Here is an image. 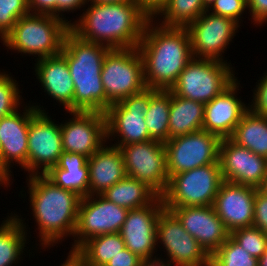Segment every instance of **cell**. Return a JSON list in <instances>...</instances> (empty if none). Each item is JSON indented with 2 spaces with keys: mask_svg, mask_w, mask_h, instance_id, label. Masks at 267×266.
Returning a JSON list of instances; mask_svg holds the SVG:
<instances>
[{
  "mask_svg": "<svg viewBox=\"0 0 267 266\" xmlns=\"http://www.w3.org/2000/svg\"><path fill=\"white\" fill-rule=\"evenodd\" d=\"M149 19L137 48L142 56L147 88L170 90L193 59L186 27H167Z\"/></svg>",
  "mask_w": 267,
  "mask_h": 266,
  "instance_id": "cell-1",
  "label": "cell"
},
{
  "mask_svg": "<svg viewBox=\"0 0 267 266\" xmlns=\"http://www.w3.org/2000/svg\"><path fill=\"white\" fill-rule=\"evenodd\" d=\"M89 4L79 19L69 25L73 34L84 41L103 44L110 49L138 46L150 19L138 2Z\"/></svg>",
  "mask_w": 267,
  "mask_h": 266,
  "instance_id": "cell-2",
  "label": "cell"
},
{
  "mask_svg": "<svg viewBox=\"0 0 267 266\" xmlns=\"http://www.w3.org/2000/svg\"><path fill=\"white\" fill-rule=\"evenodd\" d=\"M26 182L32 216L39 230V246L50 249L66 237H73L81 197L55 185L44 174L30 175Z\"/></svg>",
  "mask_w": 267,
  "mask_h": 266,
  "instance_id": "cell-3",
  "label": "cell"
},
{
  "mask_svg": "<svg viewBox=\"0 0 267 266\" xmlns=\"http://www.w3.org/2000/svg\"><path fill=\"white\" fill-rule=\"evenodd\" d=\"M109 47L84 41L70 30L65 34L61 55L66 59L74 83L73 111H106L101 70Z\"/></svg>",
  "mask_w": 267,
  "mask_h": 266,
  "instance_id": "cell-4",
  "label": "cell"
},
{
  "mask_svg": "<svg viewBox=\"0 0 267 266\" xmlns=\"http://www.w3.org/2000/svg\"><path fill=\"white\" fill-rule=\"evenodd\" d=\"M69 30V24L60 17L29 13L19 18L1 42L9 50L39 60L60 54Z\"/></svg>",
  "mask_w": 267,
  "mask_h": 266,
  "instance_id": "cell-5",
  "label": "cell"
},
{
  "mask_svg": "<svg viewBox=\"0 0 267 266\" xmlns=\"http://www.w3.org/2000/svg\"><path fill=\"white\" fill-rule=\"evenodd\" d=\"M223 181L220 163L175 174L161 195L164 207L212 206Z\"/></svg>",
  "mask_w": 267,
  "mask_h": 266,
  "instance_id": "cell-6",
  "label": "cell"
},
{
  "mask_svg": "<svg viewBox=\"0 0 267 266\" xmlns=\"http://www.w3.org/2000/svg\"><path fill=\"white\" fill-rule=\"evenodd\" d=\"M231 66V62L193 58L169 91L205 105L237 78Z\"/></svg>",
  "mask_w": 267,
  "mask_h": 266,
  "instance_id": "cell-7",
  "label": "cell"
},
{
  "mask_svg": "<svg viewBox=\"0 0 267 266\" xmlns=\"http://www.w3.org/2000/svg\"><path fill=\"white\" fill-rule=\"evenodd\" d=\"M101 80L106 95V110L111 104L147 88L138 48L110 49L103 61Z\"/></svg>",
  "mask_w": 267,
  "mask_h": 266,
  "instance_id": "cell-8",
  "label": "cell"
},
{
  "mask_svg": "<svg viewBox=\"0 0 267 266\" xmlns=\"http://www.w3.org/2000/svg\"><path fill=\"white\" fill-rule=\"evenodd\" d=\"M149 103L150 88H145L140 93L111 104L105 111L106 142L109 143V139L113 141L118 136L115 144L111 145L120 148L123 145L152 140L145 122Z\"/></svg>",
  "mask_w": 267,
  "mask_h": 266,
  "instance_id": "cell-9",
  "label": "cell"
},
{
  "mask_svg": "<svg viewBox=\"0 0 267 266\" xmlns=\"http://www.w3.org/2000/svg\"><path fill=\"white\" fill-rule=\"evenodd\" d=\"M128 209L108 201L102 195L81 198L71 252H76L90 238L120 232Z\"/></svg>",
  "mask_w": 267,
  "mask_h": 266,
  "instance_id": "cell-10",
  "label": "cell"
},
{
  "mask_svg": "<svg viewBox=\"0 0 267 266\" xmlns=\"http://www.w3.org/2000/svg\"><path fill=\"white\" fill-rule=\"evenodd\" d=\"M221 138L205 130L180 135L164 143L169 178L207 164L219 163Z\"/></svg>",
  "mask_w": 267,
  "mask_h": 266,
  "instance_id": "cell-11",
  "label": "cell"
},
{
  "mask_svg": "<svg viewBox=\"0 0 267 266\" xmlns=\"http://www.w3.org/2000/svg\"><path fill=\"white\" fill-rule=\"evenodd\" d=\"M120 150L127 176L148 184L161 196L169 182L164 143L148 140L123 145Z\"/></svg>",
  "mask_w": 267,
  "mask_h": 266,
  "instance_id": "cell-12",
  "label": "cell"
},
{
  "mask_svg": "<svg viewBox=\"0 0 267 266\" xmlns=\"http://www.w3.org/2000/svg\"><path fill=\"white\" fill-rule=\"evenodd\" d=\"M47 114L46 111H38L29 124L28 161L23 167L28 176L45 174L57 165L63 152L60 124Z\"/></svg>",
  "mask_w": 267,
  "mask_h": 266,
  "instance_id": "cell-13",
  "label": "cell"
},
{
  "mask_svg": "<svg viewBox=\"0 0 267 266\" xmlns=\"http://www.w3.org/2000/svg\"><path fill=\"white\" fill-rule=\"evenodd\" d=\"M156 239L171 265L210 266V256L170 210L164 209L159 215Z\"/></svg>",
  "mask_w": 267,
  "mask_h": 266,
  "instance_id": "cell-14",
  "label": "cell"
},
{
  "mask_svg": "<svg viewBox=\"0 0 267 266\" xmlns=\"http://www.w3.org/2000/svg\"><path fill=\"white\" fill-rule=\"evenodd\" d=\"M240 26L230 18L205 11L187 27L193 58L227 63L222 55Z\"/></svg>",
  "mask_w": 267,
  "mask_h": 266,
  "instance_id": "cell-15",
  "label": "cell"
},
{
  "mask_svg": "<svg viewBox=\"0 0 267 266\" xmlns=\"http://www.w3.org/2000/svg\"><path fill=\"white\" fill-rule=\"evenodd\" d=\"M25 105L23 114L18 110L0 119V167L11 177V167H23L28 161V130L31 118L44 107ZM12 163V164H11ZM15 163V164H14Z\"/></svg>",
  "mask_w": 267,
  "mask_h": 266,
  "instance_id": "cell-16",
  "label": "cell"
},
{
  "mask_svg": "<svg viewBox=\"0 0 267 266\" xmlns=\"http://www.w3.org/2000/svg\"><path fill=\"white\" fill-rule=\"evenodd\" d=\"M66 113L73 117L60 123L63 151L91 157L106 143L105 113Z\"/></svg>",
  "mask_w": 267,
  "mask_h": 266,
  "instance_id": "cell-17",
  "label": "cell"
},
{
  "mask_svg": "<svg viewBox=\"0 0 267 266\" xmlns=\"http://www.w3.org/2000/svg\"><path fill=\"white\" fill-rule=\"evenodd\" d=\"M219 163L224 181L259 188L267 176V158L223 138L219 147Z\"/></svg>",
  "mask_w": 267,
  "mask_h": 266,
  "instance_id": "cell-18",
  "label": "cell"
},
{
  "mask_svg": "<svg viewBox=\"0 0 267 266\" xmlns=\"http://www.w3.org/2000/svg\"><path fill=\"white\" fill-rule=\"evenodd\" d=\"M164 209L160 196L153 204L129 210L126 215L119 233L125 247L141 259L151 258L157 252V221Z\"/></svg>",
  "mask_w": 267,
  "mask_h": 266,
  "instance_id": "cell-19",
  "label": "cell"
},
{
  "mask_svg": "<svg viewBox=\"0 0 267 266\" xmlns=\"http://www.w3.org/2000/svg\"><path fill=\"white\" fill-rule=\"evenodd\" d=\"M165 209L170 210L178 218L183 228L198 241L209 256L230 237V232L213 206Z\"/></svg>",
  "mask_w": 267,
  "mask_h": 266,
  "instance_id": "cell-20",
  "label": "cell"
},
{
  "mask_svg": "<svg viewBox=\"0 0 267 266\" xmlns=\"http://www.w3.org/2000/svg\"><path fill=\"white\" fill-rule=\"evenodd\" d=\"M257 188L223 181L213 202L218 217L231 233L253 226L254 200Z\"/></svg>",
  "mask_w": 267,
  "mask_h": 266,
  "instance_id": "cell-21",
  "label": "cell"
},
{
  "mask_svg": "<svg viewBox=\"0 0 267 266\" xmlns=\"http://www.w3.org/2000/svg\"><path fill=\"white\" fill-rule=\"evenodd\" d=\"M239 82L236 78L224 91L205 104L203 130L216 134L221 139L233 135L236 125L248 110V105L242 102V97L236 96Z\"/></svg>",
  "mask_w": 267,
  "mask_h": 266,
  "instance_id": "cell-22",
  "label": "cell"
},
{
  "mask_svg": "<svg viewBox=\"0 0 267 266\" xmlns=\"http://www.w3.org/2000/svg\"><path fill=\"white\" fill-rule=\"evenodd\" d=\"M35 75L46 95L73 112L74 83L66 59L55 55L39 59L35 63Z\"/></svg>",
  "mask_w": 267,
  "mask_h": 266,
  "instance_id": "cell-23",
  "label": "cell"
},
{
  "mask_svg": "<svg viewBox=\"0 0 267 266\" xmlns=\"http://www.w3.org/2000/svg\"><path fill=\"white\" fill-rule=\"evenodd\" d=\"M106 144L87 160L89 195H102L108 188L127 176L120 148Z\"/></svg>",
  "mask_w": 267,
  "mask_h": 266,
  "instance_id": "cell-24",
  "label": "cell"
},
{
  "mask_svg": "<svg viewBox=\"0 0 267 266\" xmlns=\"http://www.w3.org/2000/svg\"><path fill=\"white\" fill-rule=\"evenodd\" d=\"M88 157L63 151L56 166L44 175L55 185L78 194L81 198L89 196Z\"/></svg>",
  "mask_w": 267,
  "mask_h": 266,
  "instance_id": "cell-25",
  "label": "cell"
},
{
  "mask_svg": "<svg viewBox=\"0 0 267 266\" xmlns=\"http://www.w3.org/2000/svg\"><path fill=\"white\" fill-rule=\"evenodd\" d=\"M204 106L170 92L169 139L203 130Z\"/></svg>",
  "mask_w": 267,
  "mask_h": 266,
  "instance_id": "cell-26",
  "label": "cell"
},
{
  "mask_svg": "<svg viewBox=\"0 0 267 266\" xmlns=\"http://www.w3.org/2000/svg\"><path fill=\"white\" fill-rule=\"evenodd\" d=\"M102 196L128 210L151 205L160 197L148 184L129 176L108 188Z\"/></svg>",
  "mask_w": 267,
  "mask_h": 266,
  "instance_id": "cell-27",
  "label": "cell"
},
{
  "mask_svg": "<svg viewBox=\"0 0 267 266\" xmlns=\"http://www.w3.org/2000/svg\"><path fill=\"white\" fill-rule=\"evenodd\" d=\"M0 224V266H15L25 253L29 238L25 218L11 212ZM27 231V232H26ZM24 250V251H23ZM14 264V265H13Z\"/></svg>",
  "mask_w": 267,
  "mask_h": 266,
  "instance_id": "cell-28",
  "label": "cell"
},
{
  "mask_svg": "<svg viewBox=\"0 0 267 266\" xmlns=\"http://www.w3.org/2000/svg\"><path fill=\"white\" fill-rule=\"evenodd\" d=\"M230 139L237 145L267 158V117L247 110Z\"/></svg>",
  "mask_w": 267,
  "mask_h": 266,
  "instance_id": "cell-29",
  "label": "cell"
},
{
  "mask_svg": "<svg viewBox=\"0 0 267 266\" xmlns=\"http://www.w3.org/2000/svg\"><path fill=\"white\" fill-rule=\"evenodd\" d=\"M170 91L150 88L149 108L145 122L149 137L165 143L169 140Z\"/></svg>",
  "mask_w": 267,
  "mask_h": 266,
  "instance_id": "cell-30",
  "label": "cell"
},
{
  "mask_svg": "<svg viewBox=\"0 0 267 266\" xmlns=\"http://www.w3.org/2000/svg\"><path fill=\"white\" fill-rule=\"evenodd\" d=\"M125 247L120 233H109L90 238L76 253L84 260L86 266H105Z\"/></svg>",
  "mask_w": 267,
  "mask_h": 266,
  "instance_id": "cell-31",
  "label": "cell"
},
{
  "mask_svg": "<svg viewBox=\"0 0 267 266\" xmlns=\"http://www.w3.org/2000/svg\"><path fill=\"white\" fill-rule=\"evenodd\" d=\"M205 11L202 0H169L153 19L163 26L187 28Z\"/></svg>",
  "mask_w": 267,
  "mask_h": 266,
  "instance_id": "cell-32",
  "label": "cell"
},
{
  "mask_svg": "<svg viewBox=\"0 0 267 266\" xmlns=\"http://www.w3.org/2000/svg\"><path fill=\"white\" fill-rule=\"evenodd\" d=\"M210 266H258V258L250 255L229 237L210 256Z\"/></svg>",
  "mask_w": 267,
  "mask_h": 266,
  "instance_id": "cell-33",
  "label": "cell"
},
{
  "mask_svg": "<svg viewBox=\"0 0 267 266\" xmlns=\"http://www.w3.org/2000/svg\"><path fill=\"white\" fill-rule=\"evenodd\" d=\"M230 237L258 259L267 249V234L254 226L234 230Z\"/></svg>",
  "mask_w": 267,
  "mask_h": 266,
  "instance_id": "cell-34",
  "label": "cell"
},
{
  "mask_svg": "<svg viewBox=\"0 0 267 266\" xmlns=\"http://www.w3.org/2000/svg\"><path fill=\"white\" fill-rule=\"evenodd\" d=\"M13 78L12 75L0 70V119L21 108L22 91L19 89L17 80Z\"/></svg>",
  "mask_w": 267,
  "mask_h": 266,
  "instance_id": "cell-35",
  "label": "cell"
},
{
  "mask_svg": "<svg viewBox=\"0 0 267 266\" xmlns=\"http://www.w3.org/2000/svg\"><path fill=\"white\" fill-rule=\"evenodd\" d=\"M29 14L28 0H0V39L12 30L22 16Z\"/></svg>",
  "mask_w": 267,
  "mask_h": 266,
  "instance_id": "cell-36",
  "label": "cell"
},
{
  "mask_svg": "<svg viewBox=\"0 0 267 266\" xmlns=\"http://www.w3.org/2000/svg\"><path fill=\"white\" fill-rule=\"evenodd\" d=\"M212 9V10H211ZM248 9L247 0H216L207 10L210 13L230 18L239 25L243 21L241 17Z\"/></svg>",
  "mask_w": 267,
  "mask_h": 266,
  "instance_id": "cell-37",
  "label": "cell"
},
{
  "mask_svg": "<svg viewBox=\"0 0 267 266\" xmlns=\"http://www.w3.org/2000/svg\"><path fill=\"white\" fill-rule=\"evenodd\" d=\"M258 80L253 91V99L248 104V110L256 115L267 117V71Z\"/></svg>",
  "mask_w": 267,
  "mask_h": 266,
  "instance_id": "cell-38",
  "label": "cell"
},
{
  "mask_svg": "<svg viewBox=\"0 0 267 266\" xmlns=\"http://www.w3.org/2000/svg\"><path fill=\"white\" fill-rule=\"evenodd\" d=\"M253 226L267 234V197L259 190L254 200Z\"/></svg>",
  "mask_w": 267,
  "mask_h": 266,
  "instance_id": "cell-39",
  "label": "cell"
},
{
  "mask_svg": "<svg viewBox=\"0 0 267 266\" xmlns=\"http://www.w3.org/2000/svg\"><path fill=\"white\" fill-rule=\"evenodd\" d=\"M248 2V13L253 24L262 26L267 22V0H247Z\"/></svg>",
  "mask_w": 267,
  "mask_h": 266,
  "instance_id": "cell-40",
  "label": "cell"
},
{
  "mask_svg": "<svg viewBox=\"0 0 267 266\" xmlns=\"http://www.w3.org/2000/svg\"><path fill=\"white\" fill-rule=\"evenodd\" d=\"M29 13L57 16V0H28Z\"/></svg>",
  "mask_w": 267,
  "mask_h": 266,
  "instance_id": "cell-41",
  "label": "cell"
},
{
  "mask_svg": "<svg viewBox=\"0 0 267 266\" xmlns=\"http://www.w3.org/2000/svg\"><path fill=\"white\" fill-rule=\"evenodd\" d=\"M141 258L132 253L128 248H124L118 252L116 256H113L105 266H138Z\"/></svg>",
  "mask_w": 267,
  "mask_h": 266,
  "instance_id": "cell-42",
  "label": "cell"
},
{
  "mask_svg": "<svg viewBox=\"0 0 267 266\" xmlns=\"http://www.w3.org/2000/svg\"><path fill=\"white\" fill-rule=\"evenodd\" d=\"M87 3L88 0H57V17L65 20L70 25L72 20L68 21V19L64 18L63 13H73L76 9L80 10L81 8L87 6Z\"/></svg>",
  "mask_w": 267,
  "mask_h": 266,
  "instance_id": "cell-43",
  "label": "cell"
},
{
  "mask_svg": "<svg viewBox=\"0 0 267 266\" xmlns=\"http://www.w3.org/2000/svg\"><path fill=\"white\" fill-rule=\"evenodd\" d=\"M169 0H137L143 12L153 19L168 3Z\"/></svg>",
  "mask_w": 267,
  "mask_h": 266,
  "instance_id": "cell-44",
  "label": "cell"
},
{
  "mask_svg": "<svg viewBox=\"0 0 267 266\" xmlns=\"http://www.w3.org/2000/svg\"><path fill=\"white\" fill-rule=\"evenodd\" d=\"M138 266H171V264L165 259H162V257L155 255L151 258L141 259Z\"/></svg>",
  "mask_w": 267,
  "mask_h": 266,
  "instance_id": "cell-45",
  "label": "cell"
},
{
  "mask_svg": "<svg viewBox=\"0 0 267 266\" xmlns=\"http://www.w3.org/2000/svg\"><path fill=\"white\" fill-rule=\"evenodd\" d=\"M66 261L59 266H86L84 260L76 253L69 251Z\"/></svg>",
  "mask_w": 267,
  "mask_h": 266,
  "instance_id": "cell-46",
  "label": "cell"
},
{
  "mask_svg": "<svg viewBox=\"0 0 267 266\" xmlns=\"http://www.w3.org/2000/svg\"><path fill=\"white\" fill-rule=\"evenodd\" d=\"M12 177H10L1 167H0V186H2L3 188L6 186L10 187V184L13 183V181L11 182Z\"/></svg>",
  "mask_w": 267,
  "mask_h": 266,
  "instance_id": "cell-47",
  "label": "cell"
},
{
  "mask_svg": "<svg viewBox=\"0 0 267 266\" xmlns=\"http://www.w3.org/2000/svg\"><path fill=\"white\" fill-rule=\"evenodd\" d=\"M99 3V4H116L126 2H137V0H88V3Z\"/></svg>",
  "mask_w": 267,
  "mask_h": 266,
  "instance_id": "cell-48",
  "label": "cell"
},
{
  "mask_svg": "<svg viewBox=\"0 0 267 266\" xmlns=\"http://www.w3.org/2000/svg\"><path fill=\"white\" fill-rule=\"evenodd\" d=\"M258 190L267 197V176L266 178L262 181V184L258 188Z\"/></svg>",
  "mask_w": 267,
  "mask_h": 266,
  "instance_id": "cell-49",
  "label": "cell"
},
{
  "mask_svg": "<svg viewBox=\"0 0 267 266\" xmlns=\"http://www.w3.org/2000/svg\"><path fill=\"white\" fill-rule=\"evenodd\" d=\"M258 266H267V249L258 259Z\"/></svg>",
  "mask_w": 267,
  "mask_h": 266,
  "instance_id": "cell-50",
  "label": "cell"
},
{
  "mask_svg": "<svg viewBox=\"0 0 267 266\" xmlns=\"http://www.w3.org/2000/svg\"><path fill=\"white\" fill-rule=\"evenodd\" d=\"M216 0H202L204 9L207 11Z\"/></svg>",
  "mask_w": 267,
  "mask_h": 266,
  "instance_id": "cell-51",
  "label": "cell"
}]
</instances>
